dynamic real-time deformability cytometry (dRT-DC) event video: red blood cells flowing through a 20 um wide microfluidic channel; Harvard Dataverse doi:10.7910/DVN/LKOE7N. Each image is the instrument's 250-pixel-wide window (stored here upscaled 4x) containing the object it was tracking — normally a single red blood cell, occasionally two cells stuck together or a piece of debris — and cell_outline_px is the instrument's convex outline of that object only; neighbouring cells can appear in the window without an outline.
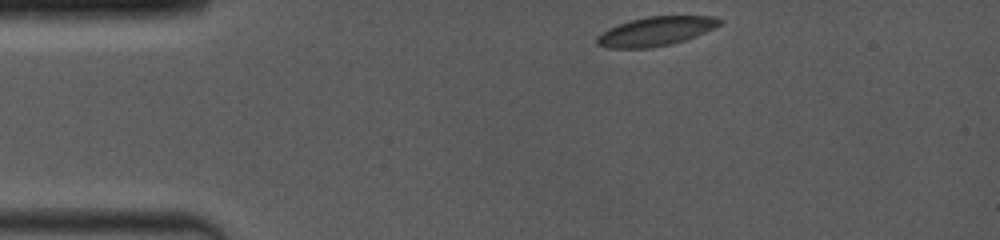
{"species": "common noctule bat (a hibernating species)", "species_latin": "Nyctalus noctula", "temperature_condition": "room temperature", "stored_images_in_passage": 3, "camera_frame_rate_fps": 4000, "um_per_image_px": 0.085, "animal": {"sex": "female", "body_mass_g": 19.0, "forearm_length_mm": 53.3}, "frame": {"image": 1, "passage_image": 1, "time_ms": 0.0, "image_size_px": [1000, 240], "cell_outline_px": [[724, 20], [720, 24], [704, 32], [684, 40], [672, 44], [648, 48], [608, 48], [596, 44], [596, 36], [600, 32], [608, 28], [632, 20], [648, 16], [716, 16]], "centroid_in_image_um": [55.71, 2.66], "position_along_channel_um": 29.3, "area_um2": 20.69}}